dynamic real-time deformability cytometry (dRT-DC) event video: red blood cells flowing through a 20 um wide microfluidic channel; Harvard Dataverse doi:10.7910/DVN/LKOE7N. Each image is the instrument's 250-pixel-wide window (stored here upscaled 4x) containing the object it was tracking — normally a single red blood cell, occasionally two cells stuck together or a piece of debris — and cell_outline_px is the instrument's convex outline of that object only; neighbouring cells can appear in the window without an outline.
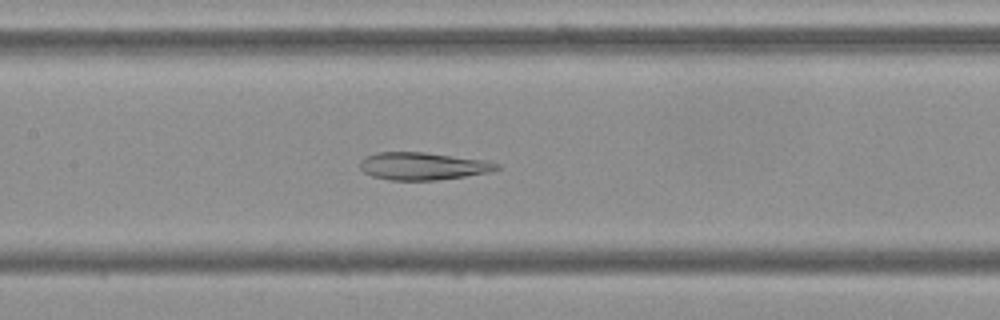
{"species": "Egyptian fruit bat (a non-hibernating species)", "species_latin": "Rousettus aegyptiacus", "temperature_condition": "cold", "stored_images_in_passage": 46, "camera_frame_rate_fps": 3000, "um_per_image_px": 0.085, "frame": {"image": 1, "passage_image": 17, "time_ms": 5.333, "image_size_px": [1000, 320], "cell_outline_px": [[500, 168], [488, 172], [464, 176], [436, 180], [388, 180], [372, 176], [364, 172], [360, 168], [360, 160], [364, 156], [376, 152], [424, 152], [488, 160], [500, 164]], "centroid_in_image_um": [35.92, 14.11], "position_along_channel_um": 171.5, "area_um2": 22.08}}
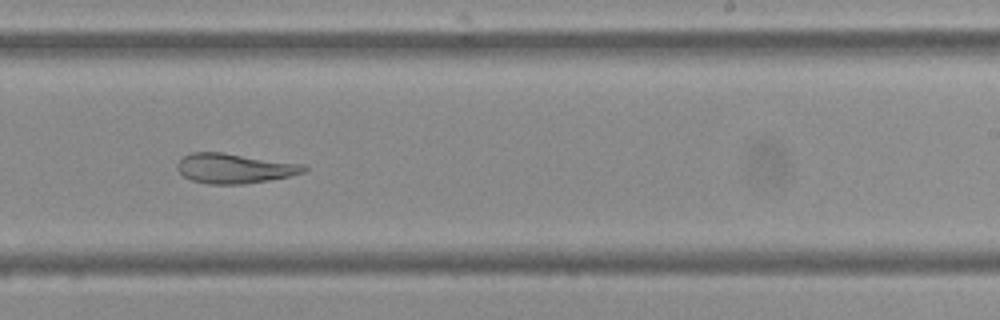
{"frame": {"image": 2, "passage_image": 25, "time_ms": 8.0, "image_size_px": [1000, 320], "cell_outline_px": [[308, 168], [304, 172], [288, 176], [268, 180], [244, 184], [208, 184], [192, 180], [184, 176], [176, 168], [176, 164], [184, 156], [192, 152], [224, 152], [304, 164]], "centroid_in_image_um": [19.92, 14.3], "position_along_channel_um": 269.1, "area_um2": 22.02}}
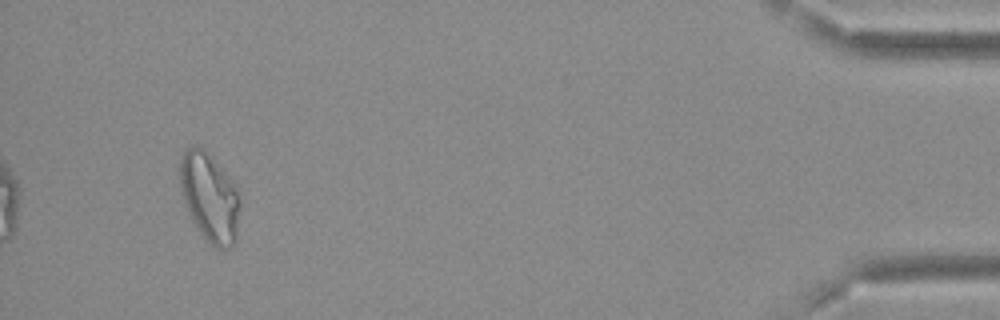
{"frame": {"image": 3, "passage_image": 43, "time_ms": 14.0, "image_size_px": [1000, 320], "cell_outline_px": [[240, 208], [236, 236], [232, 244], [228, 248], [216, 248], [208, 244], [192, 220], [184, 200], [180, 188], [180, 160], [184, 152], [192, 144], [196, 144], [204, 148], [232, 180], [240, 192]], "centroid_in_image_um": [17.83, 16.75], "position_along_channel_um": 417.4, "area_um2": 31.15}, "authors_computed_cell_mechanics": {"area_um2": 25.5765, "velocity_mm_per_s": 3.6687, "shape_relaxation_time_tau1_ms": null, "shape_relaxation_time_tau2_ms": 3.3889, "deformation_change_tau1": null, "deformation_change_tau2": 0.095}}